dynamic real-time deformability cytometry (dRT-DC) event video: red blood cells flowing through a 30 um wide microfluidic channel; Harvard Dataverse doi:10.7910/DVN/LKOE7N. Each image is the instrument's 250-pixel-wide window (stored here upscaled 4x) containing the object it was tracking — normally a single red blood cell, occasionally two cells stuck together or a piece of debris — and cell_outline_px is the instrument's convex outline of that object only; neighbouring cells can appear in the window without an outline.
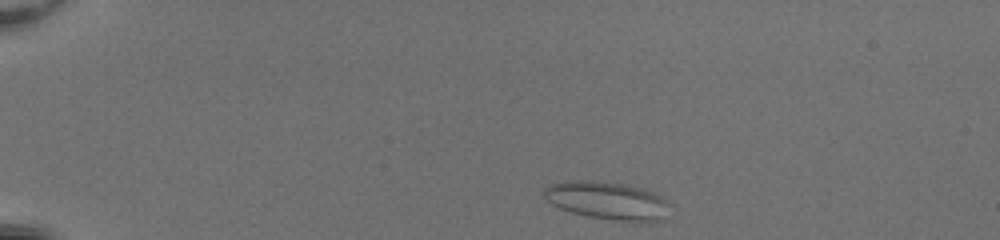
{"species": "common noctule bat (a hibernating species)", "species_latin": "Nyctalus noctula", "temperature_condition": "room temperature", "stored_images_in_passage": 41, "camera_frame_rate_fps": 3000, "um_per_image_px": 0.085, "animal": {"sex": "female", "body_mass_g": 20.0, "forearm_length_mm": 54.0}, "frame": {"image": 1, "passage_image": 1, "time_ms": 0.0, "image_size_px": [1000, 240], "cell_outline_px": [[672, 204], [664, 220], [652, 224], [616, 220], [588, 216], [572, 212], [560, 208], [552, 204], [544, 196], [544, 188], [548, 184], [564, 180], [592, 180], [624, 184], [648, 188], [664, 196]], "centroid_in_image_um": [51.75, 17.05], "position_along_channel_um": 33.3, "area_um2": 28.84}}
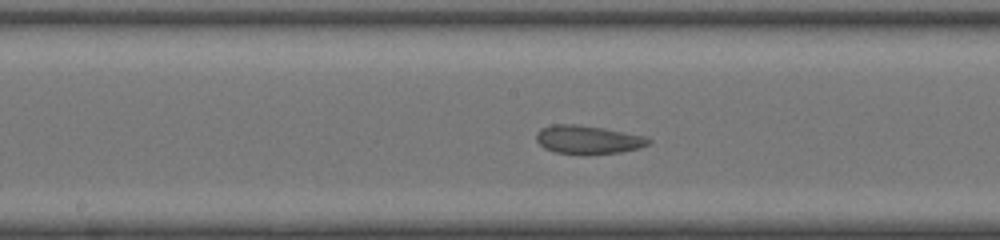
{"frame": {"image": 2, "passage_image": 19, "time_ms": 6.0, "image_size_px": [1000, 240], "cell_outline_px": [[652, 140], [648, 144], [640, 148], [620, 152], [588, 156], [584, 156], [556, 152], [544, 148], [536, 140], [536, 132], [540, 128], [552, 124], [576, 124], [604, 128], [648, 136]], "centroid_in_image_um": [49.99, 11.89], "position_along_channel_um": 198.2, "area_um2": 19.19}}
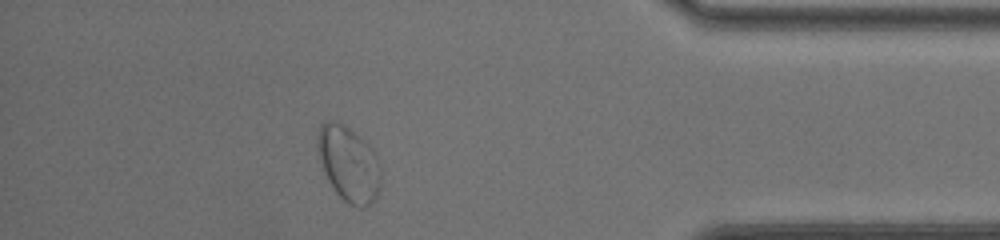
{"frame": {"image": 3, "passage_image": 36, "time_ms": 11.667, "image_size_px": [1000, 240], "cell_outline_px": [[380, 188], [376, 196], [364, 208], [356, 208], [348, 204], [336, 192], [328, 180], [324, 172], [316, 148], [316, 136], [320, 124], [328, 120], [332, 120], [344, 124], [360, 136], [372, 148], [380, 164]], "centroid_in_image_um": [29.62, 13.9], "position_along_channel_um": 405.6, "area_um2": 28.03}, "authors_computed_cell_mechanics": {"area_um2": 22.9466, "velocity_mm_per_s": 4.1733, "shape_relaxation_time_tau1_ms": null, "shape_relaxation_time_tau2_ms": 1.1513, "deformation_change_tau1": null, "deformation_change_tau2": 0.0734}}